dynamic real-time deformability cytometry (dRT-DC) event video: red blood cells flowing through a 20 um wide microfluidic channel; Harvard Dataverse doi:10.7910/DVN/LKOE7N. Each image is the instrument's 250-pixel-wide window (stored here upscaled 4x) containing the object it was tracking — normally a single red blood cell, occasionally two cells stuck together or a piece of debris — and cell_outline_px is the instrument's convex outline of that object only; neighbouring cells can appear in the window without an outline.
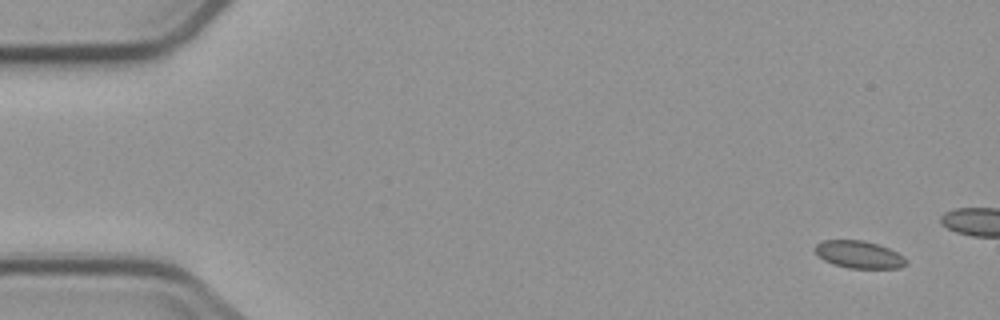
{"species": "common noctule bat (a hibernating species)", "species_latin": "Nyctalus noctula", "temperature_condition": "cold", "stored_images_in_passage": 5, "camera_frame_rate_fps": 3000, "um_per_image_px": 0.085, "animal": {"sex": "male", "body_mass_g": 23.1, "forearm_length_mm": 52.7}, "frame": {"image": 1, "passage_image": 1, "time_ms": 0.0, "image_size_px": [1000, 320], "cell_outline_px": [[904, 264], [900, 268], [848, 268], [832, 264], [824, 260], [812, 248], [816, 244], [824, 240], [864, 240], [888, 248], [904, 256]], "centroid_in_image_um": [72.96, 21.63], "position_along_channel_um": 12.0, "area_um2": 14.39}}